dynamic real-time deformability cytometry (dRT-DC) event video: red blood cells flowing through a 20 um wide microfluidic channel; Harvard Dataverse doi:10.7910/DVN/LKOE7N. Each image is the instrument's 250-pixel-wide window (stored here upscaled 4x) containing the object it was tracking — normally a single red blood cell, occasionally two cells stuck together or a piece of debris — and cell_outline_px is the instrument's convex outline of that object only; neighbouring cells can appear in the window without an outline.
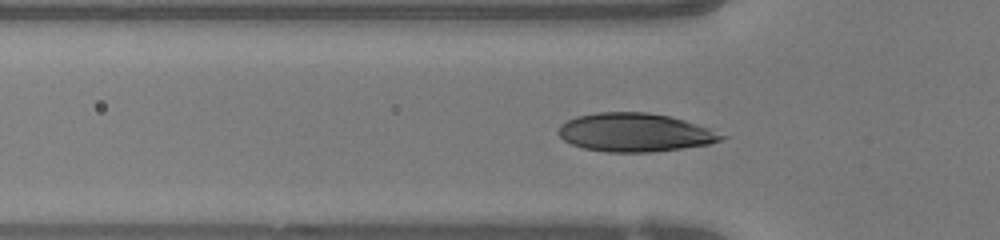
{"species": "human", "species_latin": "Homo sapiens", "temperature_condition": "warm", "stored_images_in_passage": 44, "camera_frame_rate_fps": 3000, "um_per_image_px": 0.085, "donor": {"sex": "female"}, "frame": {"image": 1, "passage_image": 14, "time_ms": 4.333, "image_size_px": [1000, 240], "cell_outline_px": [[728, 136], [720, 140], [708, 144], [684, 148], [652, 152], [608, 152], [584, 148], [572, 144], [564, 140], [556, 132], [560, 124], [576, 116], [596, 112], [648, 112], [668, 116], [684, 120], [708, 128]], "centroid_in_image_um": [53.94, 11.26], "position_along_channel_um": 71.9, "area_um2": 36.53}}
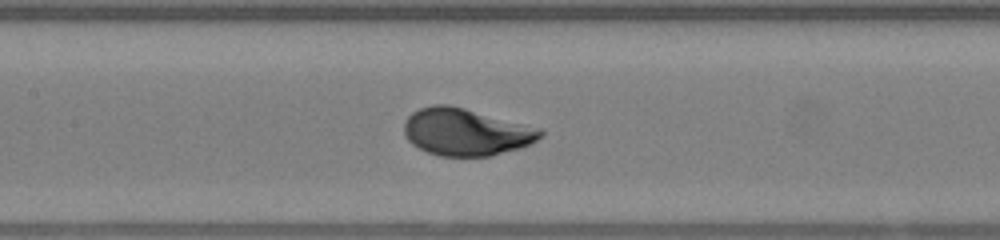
{"frame": {"image": 2, "passage_image": 21, "time_ms": 6.667, "image_size_px": [1000, 240], "cell_outline_px": [[544, 136], [520, 148], [492, 156], [440, 156], [428, 152], [412, 144], [408, 140], [404, 132], [404, 120], [412, 112], [420, 108], [432, 104], [448, 104], [544, 128]], "centroid_in_image_um": [39.63, 11.21], "position_along_channel_um": 167.8, "area_um2": 37.74}}
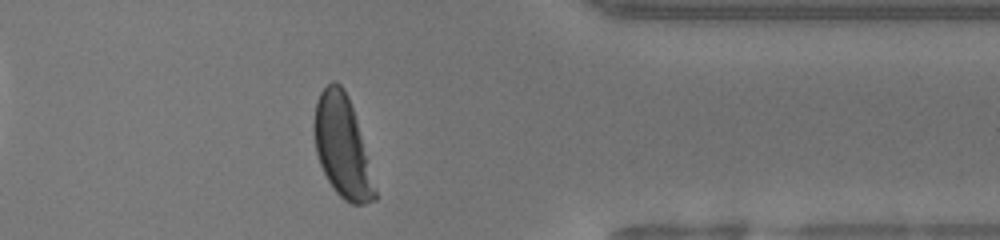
{"frame": {"image": 3, "passage_image": 38, "time_ms": 12.333, "image_size_px": [1000, 240], "cell_outline_px": [[376, 200], [364, 204], [352, 204], [344, 200], [336, 192], [328, 180], [320, 164], [316, 152], [312, 128], [312, 124], [316, 100], [320, 92], [332, 80], [336, 80], [344, 88], [348, 96], [356, 120], [376, 192]], "centroid_in_image_um": [29.04, 12.43], "position_along_channel_um": 382.4, "area_um2": 35.43}, "authors_computed_cell_mechanics": {"area_um2": 37.1654, "velocity_mm_per_s": 4.0698, "shape_relaxation_time_tau1_ms": 2.8302, "shape_relaxation_time_tau2_ms": null, "deformation_change_tau1": 0.1691, "deformation_change_tau2": null}}